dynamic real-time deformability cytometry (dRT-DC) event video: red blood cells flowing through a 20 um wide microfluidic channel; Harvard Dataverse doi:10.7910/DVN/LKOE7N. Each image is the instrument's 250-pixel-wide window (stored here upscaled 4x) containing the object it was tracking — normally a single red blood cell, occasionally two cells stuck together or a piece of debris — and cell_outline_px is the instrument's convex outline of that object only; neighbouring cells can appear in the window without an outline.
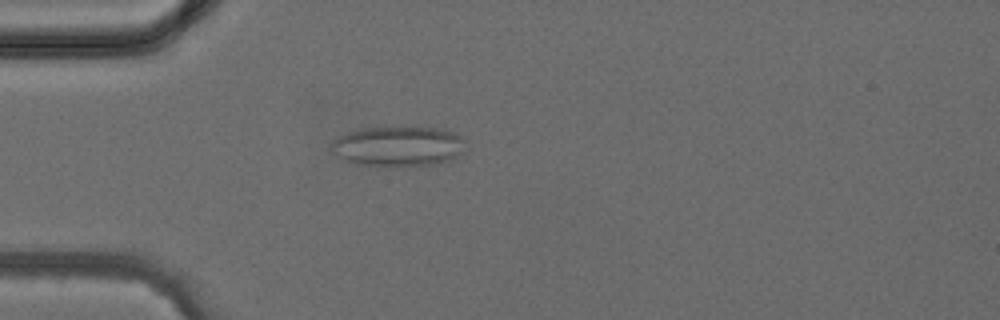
{"species": "common noctule bat (a hibernating species)", "species_latin": "Nyctalus noctula", "temperature_condition": "cold", "stored_images_in_passage": 4, "camera_frame_rate_fps": 3000, "um_per_image_px": 0.085, "animal": {"sex": "female", "body_mass_g": 24.6, "forearm_length_mm": 56.2}, "frame": {"image": 1, "passage_image": 4, "time_ms": 3.667, "image_size_px": [1000, 320], "cell_outline_px": [[464, 140], [460, 152], [456, 156], [440, 164], [404, 168], [388, 168], [356, 164], [340, 156], [332, 148], [332, 140], [348, 132], [360, 128], [416, 124], [440, 128], [456, 132]], "centroid_in_image_um": [33.89, 12.41], "position_along_channel_um": 51.1, "area_um2": 32.71}}